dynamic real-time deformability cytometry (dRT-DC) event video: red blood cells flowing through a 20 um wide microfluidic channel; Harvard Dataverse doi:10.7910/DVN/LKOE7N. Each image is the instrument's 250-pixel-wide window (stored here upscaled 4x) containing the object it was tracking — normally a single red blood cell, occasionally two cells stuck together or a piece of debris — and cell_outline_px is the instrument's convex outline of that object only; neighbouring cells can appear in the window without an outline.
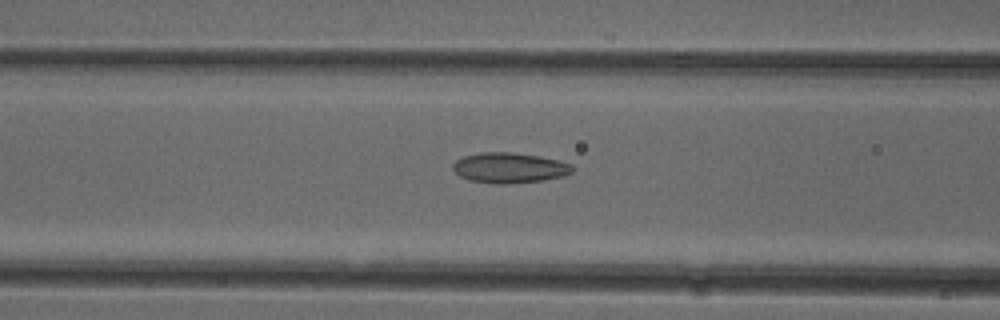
{"species": "common noctule bat (a hibernating species)", "species_latin": "Nyctalus noctula", "temperature_condition": "cold", "stored_images_in_passage": 43, "camera_frame_rate_fps": 3000, "um_per_image_px": 0.085, "animal": {"sex": "female"}, "frame": {"image": 1, "passage_image": 12, "time_ms": 3.667, "image_size_px": [1000, 320], "cell_outline_px": [[576, 168], [572, 172], [564, 176], [544, 180], [504, 184], [500, 184], [468, 180], [460, 176], [452, 168], [452, 164], [456, 160], [464, 156], [480, 152], [512, 152], [540, 156], [572, 164]], "centroid_in_image_um": [43.31, 14.26], "position_along_channel_um": 123.3, "area_um2": 21.21}}
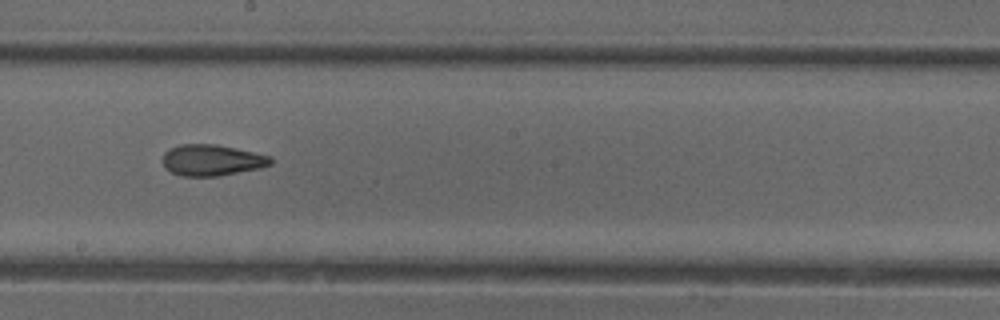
{"frame": {"image": 2, "passage_image": 20, "time_ms": 6.333, "image_size_px": [1000, 320], "cell_outline_px": [[272, 164], [260, 168], [220, 176], [180, 176], [164, 168], [164, 152], [168, 148], [180, 144], [216, 144], [236, 148], [272, 156]], "centroid_in_image_um": [18.01, 13.61], "position_along_channel_um": 230.2, "area_um2": 19.77}}
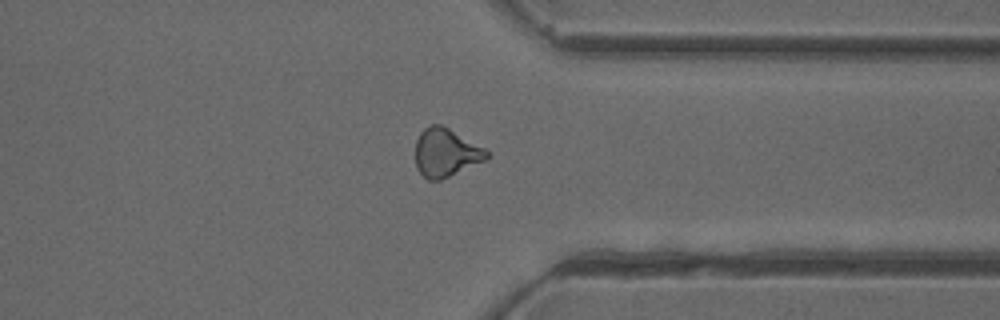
{"frame": {"image": 3, "passage_image": 31, "time_ms": 10.0, "image_size_px": [1000, 320], "cell_outline_px": [[488, 156], [484, 160], [440, 180], [428, 180], [416, 168], [416, 140], [420, 132], [424, 128], [432, 124], [440, 124], [448, 128], [484, 148], [488, 152]], "centroid_in_image_um": [37.85, 12.96], "position_along_channel_um": 373.5, "area_um2": 19.65}, "authors_computed_cell_mechanics": {"area_um2": 19.8254, "velocity_mm_per_s": 3.9944, "shape_relaxation_time_tau1_ms": null, "shape_relaxation_time_tau2_ms": 3.025, "deformation_change_tau1": null, "deformation_change_tau2": 0.1046}}